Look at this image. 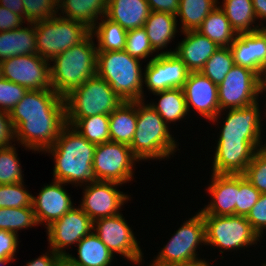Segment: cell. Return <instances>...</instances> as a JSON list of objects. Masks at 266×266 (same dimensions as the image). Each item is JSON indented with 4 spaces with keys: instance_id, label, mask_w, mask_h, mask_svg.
<instances>
[{
    "instance_id": "6da1fadb",
    "label": "cell",
    "mask_w": 266,
    "mask_h": 266,
    "mask_svg": "<svg viewBox=\"0 0 266 266\" xmlns=\"http://www.w3.org/2000/svg\"><path fill=\"white\" fill-rule=\"evenodd\" d=\"M261 109L258 100L242 108L222 110L210 121L216 126L221 123L217 126L221 128L210 159L211 173L243 174L255 153L266 147L265 135L262 134L266 129L263 128L266 119Z\"/></svg>"
},
{
    "instance_id": "7a4b0ae2",
    "label": "cell",
    "mask_w": 266,
    "mask_h": 266,
    "mask_svg": "<svg viewBox=\"0 0 266 266\" xmlns=\"http://www.w3.org/2000/svg\"><path fill=\"white\" fill-rule=\"evenodd\" d=\"M95 149V144L85 139L71 125L66 124L53 146L43 154L47 153L53 158V180L81 187L94 181Z\"/></svg>"
},
{
    "instance_id": "3957f363",
    "label": "cell",
    "mask_w": 266,
    "mask_h": 266,
    "mask_svg": "<svg viewBox=\"0 0 266 266\" xmlns=\"http://www.w3.org/2000/svg\"><path fill=\"white\" fill-rule=\"evenodd\" d=\"M137 128L130 149L142 163L150 160L165 161L179 149V142L163 118L147 103L136 101ZM165 159V160H164Z\"/></svg>"
},
{
    "instance_id": "277c9868",
    "label": "cell",
    "mask_w": 266,
    "mask_h": 266,
    "mask_svg": "<svg viewBox=\"0 0 266 266\" xmlns=\"http://www.w3.org/2000/svg\"><path fill=\"white\" fill-rule=\"evenodd\" d=\"M97 52L95 39L90 33L77 45L55 56L50 61L52 89L64 98L95 76Z\"/></svg>"
},
{
    "instance_id": "5b68a950",
    "label": "cell",
    "mask_w": 266,
    "mask_h": 266,
    "mask_svg": "<svg viewBox=\"0 0 266 266\" xmlns=\"http://www.w3.org/2000/svg\"><path fill=\"white\" fill-rule=\"evenodd\" d=\"M143 62L123 51L97 52L96 74L124 101L143 100Z\"/></svg>"
},
{
    "instance_id": "8992f818",
    "label": "cell",
    "mask_w": 266,
    "mask_h": 266,
    "mask_svg": "<svg viewBox=\"0 0 266 266\" xmlns=\"http://www.w3.org/2000/svg\"><path fill=\"white\" fill-rule=\"evenodd\" d=\"M64 100L67 125L79 118L109 115L124 102L97 74L72 90Z\"/></svg>"
},
{
    "instance_id": "52a82bcc",
    "label": "cell",
    "mask_w": 266,
    "mask_h": 266,
    "mask_svg": "<svg viewBox=\"0 0 266 266\" xmlns=\"http://www.w3.org/2000/svg\"><path fill=\"white\" fill-rule=\"evenodd\" d=\"M205 222L206 245L225 252L236 253L249 249L262 242L259 235L252 229L246 216L202 215ZM236 251V252H235Z\"/></svg>"
},
{
    "instance_id": "ba28073f",
    "label": "cell",
    "mask_w": 266,
    "mask_h": 266,
    "mask_svg": "<svg viewBox=\"0 0 266 266\" xmlns=\"http://www.w3.org/2000/svg\"><path fill=\"white\" fill-rule=\"evenodd\" d=\"M34 24L37 53L48 61L77 45L91 33V29L85 24L58 14Z\"/></svg>"
},
{
    "instance_id": "9c48e42d",
    "label": "cell",
    "mask_w": 266,
    "mask_h": 266,
    "mask_svg": "<svg viewBox=\"0 0 266 266\" xmlns=\"http://www.w3.org/2000/svg\"><path fill=\"white\" fill-rule=\"evenodd\" d=\"M195 213L171 234L166 245L153 257L157 262L174 266L202 258L197 250L206 246L205 222L199 211Z\"/></svg>"
},
{
    "instance_id": "30bf717a",
    "label": "cell",
    "mask_w": 266,
    "mask_h": 266,
    "mask_svg": "<svg viewBox=\"0 0 266 266\" xmlns=\"http://www.w3.org/2000/svg\"><path fill=\"white\" fill-rule=\"evenodd\" d=\"M139 160L130 146L118 142L96 145L93 159L94 180L127 184L134 181V172Z\"/></svg>"
},
{
    "instance_id": "8fae6325",
    "label": "cell",
    "mask_w": 266,
    "mask_h": 266,
    "mask_svg": "<svg viewBox=\"0 0 266 266\" xmlns=\"http://www.w3.org/2000/svg\"><path fill=\"white\" fill-rule=\"evenodd\" d=\"M121 213L99 218L93 221V232L107 246L114 256H121L133 265H144V253L140 241L135 236L134 229L130 227ZM117 254V255H116Z\"/></svg>"
},
{
    "instance_id": "7c38bea8",
    "label": "cell",
    "mask_w": 266,
    "mask_h": 266,
    "mask_svg": "<svg viewBox=\"0 0 266 266\" xmlns=\"http://www.w3.org/2000/svg\"><path fill=\"white\" fill-rule=\"evenodd\" d=\"M121 186L116 182L94 180L80 187L83 194L78 205L93 221L115 216L132 199L131 195L118 189Z\"/></svg>"
},
{
    "instance_id": "4fadbf2b",
    "label": "cell",
    "mask_w": 266,
    "mask_h": 266,
    "mask_svg": "<svg viewBox=\"0 0 266 266\" xmlns=\"http://www.w3.org/2000/svg\"><path fill=\"white\" fill-rule=\"evenodd\" d=\"M259 78L254 71L235 64L218 85L220 111L242 108L260 100Z\"/></svg>"
},
{
    "instance_id": "5bb4252c",
    "label": "cell",
    "mask_w": 266,
    "mask_h": 266,
    "mask_svg": "<svg viewBox=\"0 0 266 266\" xmlns=\"http://www.w3.org/2000/svg\"><path fill=\"white\" fill-rule=\"evenodd\" d=\"M1 64L4 79L28 90L52 89L50 61L38 54L14 56Z\"/></svg>"
},
{
    "instance_id": "9a60e30c",
    "label": "cell",
    "mask_w": 266,
    "mask_h": 266,
    "mask_svg": "<svg viewBox=\"0 0 266 266\" xmlns=\"http://www.w3.org/2000/svg\"><path fill=\"white\" fill-rule=\"evenodd\" d=\"M189 71L175 53L158 54L144 65L143 100L149 93L164 91L171 88H183ZM148 90V91H147Z\"/></svg>"
},
{
    "instance_id": "2e32d148",
    "label": "cell",
    "mask_w": 266,
    "mask_h": 266,
    "mask_svg": "<svg viewBox=\"0 0 266 266\" xmlns=\"http://www.w3.org/2000/svg\"><path fill=\"white\" fill-rule=\"evenodd\" d=\"M93 231V220L81 209L72 207L63 217L46 228L48 248L59 255H66V249L75 246Z\"/></svg>"
},
{
    "instance_id": "e0dca14e",
    "label": "cell",
    "mask_w": 266,
    "mask_h": 266,
    "mask_svg": "<svg viewBox=\"0 0 266 266\" xmlns=\"http://www.w3.org/2000/svg\"><path fill=\"white\" fill-rule=\"evenodd\" d=\"M15 141L25 150L41 153L55 143L60 131L66 125V117L26 118V121H12Z\"/></svg>"
},
{
    "instance_id": "ac0fdd59",
    "label": "cell",
    "mask_w": 266,
    "mask_h": 266,
    "mask_svg": "<svg viewBox=\"0 0 266 266\" xmlns=\"http://www.w3.org/2000/svg\"><path fill=\"white\" fill-rule=\"evenodd\" d=\"M182 89L190 116L195 111L210 123L220 112L218 86L201 72H189Z\"/></svg>"
},
{
    "instance_id": "d6986e66",
    "label": "cell",
    "mask_w": 266,
    "mask_h": 266,
    "mask_svg": "<svg viewBox=\"0 0 266 266\" xmlns=\"http://www.w3.org/2000/svg\"><path fill=\"white\" fill-rule=\"evenodd\" d=\"M65 186L67 184L52 179L51 183L43 184L37 196L32 195V207L38 225L47 228L76 205Z\"/></svg>"
},
{
    "instance_id": "ffe728a7",
    "label": "cell",
    "mask_w": 266,
    "mask_h": 266,
    "mask_svg": "<svg viewBox=\"0 0 266 266\" xmlns=\"http://www.w3.org/2000/svg\"><path fill=\"white\" fill-rule=\"evenodd\" d=\"M11 121L36 117H66L65 100L53 89L28 90L9 112Z\"/></svg>"
},
{
    "instance_id": "44dd1931",
    "label": "cell",
    "mask_w": 266,
    "mask_h": 266,
    "mask_svg": "<svg viewBox=\"0 0 266 266\" xmlns=\"http://www.w3.org/2000/svg\"><path fill=\"white\" fill-rule=\"evenodd\" d=\"M209 183L204 191L210 197L208 204L198 211L202 215H236L237 174L210 173Z\"/></svg>"
},
{
    "instance_id": "7402d4cb",
    "label": "cell",
    "mask_w": 266,
    "mask_h": 266,
    "mask_svg": "<svg viewBox=\"0 0 266 266\" xmlns=\"http://www.w3.org/2000/svg\"><path fill=\"white\" fill-rule=\"evenodd\" d=\"M229 48L236 65L254 71L259 77L266 72V41L258 31L239 33Z\"/></svg>"
},
{
    "instance_id": "603a6c76",
    "label": "cell",
    "mask_w": 266,
    "mask_h": 266,
    "mask_svg": "<svg viewBox=\"0 0 266 266\" xmlns=\"http://www.w3.org/2000/svg\"><path fill=\"white\" fill-rule=\"evenodd\" d=\"M184 35L175 46V54L183 61L189 72H200L206 61L220 48L208 37L197 31L181 32Z\"/></svg>"
},
{
    "instance_id": "cb8c5ba5",
    "label": "cell",
    "mask_w": 266,
    "mask_h": 266,
    "mask_svg": "<svg viewBox=\"0 0 266 266\" xmlns=\"http://www.w3.org/2000/svg\"><path fill=\"white\" fill-rule=\"evenodd\" d=\"M176 15L168 12L151 11L144 23L150 45L157 54L174 53L175 49L167 50L179 32ZM166 49V50H164ZM160 51V52H159Z\"/></svg>"
},
{
    "instance_id": "d4e9b609",
    "label": "cell",
    "mask_w": 266,
    "mask_h": 266,
    "mask_svg": "<svg viewBox=\"0 0 266 266\" xmlns=\"http://www.w3.org/2000/svg\"><path fill=\"white\" fill-rule=\"evenodd\" d=\"M150 12L146 0H108L105 16L129 31L142 28Z\"/></svg>"
},
{
    "instance_id": "484cf974",
    "label": "cell",
    "mask_w": 266,
    "mask_h": 266,
    "mask_svg": "<svg viewBox=\"0 0 266 266\" xmlns=\"http://www.w3.org/2000/svg\"><path fill=\"white\" fill-rule=\"evenodd\" d=\"M26 25L0 32V62L14 56L38 54L35 24Z\"/></svg>"
},
{
    "instance_id": "4316f807",
    "label": "cell",
    "mask_w": 266,
    "mask_h": 266,
    "mask_svg": "<svg viewBox=\"0 0 266 266\" xmlns=\"http://www.w3.org/2000/svg\"><path fill=\"white\" fill-rule=\"evenodd\" d=\"M157 101L150 100L147 103L163 118V121L172 129L177 122L190 118L184 92L182 88H171L152 93ZM171 124V125H170Z\"/></svg>"
},
{
    "instance_id": "83f0119b",
    "label": "cell",
    "mask_w": 266,
    "mask_h": 266,
    "mask_svg": "<svg viewBox=\"0 0 266 266\" xmlns=\"http://www.w3.org/2000/svg\"><path fill=\"white\" fill-rule=\"evenodd\" d=\"M107 3L108 0H58L57 14L81 22L91 29L102 16L106 15Z\"/></svg>"
},
{
    "instance_id": "f1b7e54d",
    "label": "cell",
    "mask_w": 266,
    "mask_h": 266,
    "mask_svg": "<svg viewBox=\"0 0 266 266\" xmlns=\"http://www.w3.org/2000/svg\"><path fill=\"white\" fill-rule=\"evenodd\" d=\"M75 247L77 256L72 253L68 255L81 266H113L117 262V258L93 231L82 238Z\"/></svg>"
},
{
    "instance_id": "f546056e",
    "label": "cell",
    "mask_w": 266,
    "mask_h": 266,
    "mask_svg": "<svg viewBox=\"0 0 266 266\" xmlns=\"http://www.w3.org/2000/svg\"><path fill=\"white\" fill-rule=\"evenodd\" d=\"M137 128L136 101L123 102L109 114L110 141L131 145Z\"/></svg>"
},
{
    "instance_id": "4dcf8cb0",
    "label": "cell",
    "mask_w": 266,
    "mask_h": 266,
    "mask_svg": "<svg viewBox=\"0 0 266 266\" xmlns=\"http://www.w3.org/2000/svg\"><path fill=\"white\" fill-rule=\"evenodd\" d=\"M221 3L218 2V6L224 11L237 34L257 31L259 24L252 0H222Z\"/></svg>"
},
{
    "instance_id": "1f68e13d",
    "label": "cell",
    "mask_w": 266,
    "mask_h": 266,
    "mask_svg": "<svg viewBox=\"0 0 266 266\" xmlns=\"http://www.w3.org/2000/svg\"><path fill=\"white\" fill-rule=\"evenodd\" d=\"M196 31L219 47H229L238 35L219 6L208 14Z\"/></svg>"
},
{
    "instance_id": "d6a6232c",
    "label": "cell",
    "mask_w": 266,
    "mask_h": 266,
    "mask_svg": "<svg viewBox=\"0 0 266 266\" xmlns=\"http://www.w3.org/2000/svg\"><path fill=\"white\" fill-rule=\"evenodd\" d=\"M91 34L96 39L98 52L123 51L125 49L127 31L105 15L91 28Z\"/></svg>"
},
{
    "instance_id": "836d02e7",
    "label": "cell",
    "mask_w": 266,
    "mask_h": 266,
    "mask_svg": "<svg viewBox=\"0 0 266 266\" xmlns=\"http://www.w3.org/2000/svg\"><path fill=\"white\" fill-rule=\"evenodd\" d=\"M219 0H179L176 18L180 32L196 31L208 14L218 6Z\"/></svg>"
},
{
    "instance_id": "e575fe53",
    "label": "cell",
    "mask_w": 266,
    "mask_h": 266,
    "mask_svg": "<svg viewBox=\"0 0 266 266\" xmlns=\"http://www.w3.org/2000/svg\"><path fill=\"white\" fill-rule=\"evenodd\" d=\"M71 126L95 145L110 141L109 115L79 118Z\"/></svg>"
},
{
    "instance_id": "d590c367",
    "label": "cell",
    "mask_w": 266,
    "mask_h": 266,
    "mask_svg": "<svg viewBox=\"0 0 266 266\" xmlns=\"http://www.w3.org/2000/svg\"><path fill=\"white\" fill-rule=\"evenodd\" d=\"M38 227L33 207L0 208V230L19 236L21 230Z\"/></svg>"
},
{
    "instance_id": "8d00e7d4",
    "label": "cell",
    "mask_w": 266,
    "mask_h": 266,
    "mask_svg": "<svg viewBox=\"0 0 266 266\" xmlns=\"http://www.w3.org/2000/svg\"><path fill=\"white\" fill-rule=\"evenodd\" d=\"M234 65L235 63L230 48L220 47L206 61L200 72L218 86Z\"/></svg>"
},
{
    "instance_id": "74e56055",
    "label": "cell",
    "mask_w": 266,
    "mask_h": 266,
    "mask_svg": "<svg viewBox=\"0 0 266 266\" xmlns=\"http://www.w3.org/2000/svg\"><path fill=\"white\" fill-rule=\"evenodd\" d=\"M16 144L0 148V185L24 181V174Z\"/></svg>"
},
{
    "instance_id": "f35d334b",
    "label": "cell",
    "mask_w": 266,
    "mask_h": 266,
    "mask_svg": "<svg viewBox=\"0 0 266 266\" xmlns=\"http://www.w3.org/2000/svg\"><path fill=\"white\" fill-rule=\"evenodd\" d=\"M124 50L130 56L137 58L142 62H148V60H151L158 55L150 45L144 27L127 31L126 45ZM149 57L151 58L147 59Z\"/></svg>"
},
{
    "instance_id": "ab89813d",
    "label": "cell",
    "mask_w": 266,
    "mask_h": 266,
    "mask_svg": "<svg viewBox=\"0 0 266 266\" xmlns=\"http://www.w3.org/2000/svg\"><path fill=\"white\" fill-rule=\"evenodd\" d=\"M25 182L0 185V208L32 207V193Z\"/></svg>"
},
{
    "instance_id": "60d3db41",
    "label": "cell",
    "mask_w": 266,
    "mask_h": 266,
    "mask_svg": "<svg viewBox=\"0 0 266 266\" xmlns=\"http://www.w3.org/2000/svg\"><path fill=\"white\" fill-rule=\"evenodd\" d=\"M24 21L35 23L57 15L58 0H22Z\"/></svg>"
},
{
    "instance_id": "b9f144b4",
    "label": "cell",
    "mask_w": 266,
    "mask_h": 266,
    "mask_svg": "<svg viewBox=\"0 0 266 266\" xmlns=\"http://www.w3.org/2000/svg\"><path fill=\"white\" fill-rule=\"evenodd\" d=\"M261 193L243 176L237 174L236 215L247 216Z\"/></svg>"
},
{
    "instance_id": "7bdbcfd3",
    "label": "cell",
    "mask_w": 266,
    "mask_h": 266,
    "mask_svg": "<svg viewBox=\"0 0 266 266\" xmlns=\"http://www.w3.org/2000/svg\"><path fill=\"white\" fill-rule=\"evenodd\" d=\"M243 176L261 194H266V147L255 153Z\"/></svg>"
},
{
    "instance_id": "ee69618b",
    "label": "cell",
    "mask_w": 266,
    "mask_h": 266,
    "mask_svg": "<svg viewBox=\"0 0 266 266\" xmlns=\"http://www.w3.org/2000/svg\"><path fill=\"white\" fill-rule=\"evenodd\" d=\"M28 89L24 86L0 79V110L10 112L15 105L24 97Z\"/></svg>"
},
{
    "instance_id": "f6af8a7d",
    "label": "cell",
    "mask_w": 266,
    "mask_h": 266,
    "mask_svg": "<svg viewBox=\"0 0 266 266\" xmlns=\"http://www.w3.org/2000/svg\"><path fill=\"white\" fill-rule=\"evenodd\" d=\"M252 229L259 235L261 239L266 234V194H261L257 203L252 207L246 216Z\"/></svg>"
},
{
    "instance_id": "bcb514c9",
    "label": "cell",
    "mask_w": 266,
    "mask_h": 266,
    "mask_svg": "<svg viewBox=\"0 0 266 266\" xmlns=\"http://www.w3.org/2000/svg\"><path fill=\"white\" fill-rule=\"evenodd\" d=\"M19 236L7 230H0V260H17Z\"/></svg>"
},
{
    "instance_id": "7dc6e473",
    "label": "cell",
    "mask_w": 266,
    "mask_h": 266,
    "mask_svg": "<svg viewBox=\"0 0 266 266\" xmlns=\"http://www.w3.org/2000/svg\"><path fill=\"white\" fill-rule=\"evenodd\" d=\"M15 143V130L9 112L0 110V148L9 147Z\"/></svg>"
},
{
    "instance_id": "c3c4849f",
    "label": "cell",
    "mask_w": 266,
    "mask_h": 266,
    "mask_svg": "<svg viewBox=\"0 0 266 266\" xmlns=\"http://www.w3.org/2000/svg\"><path fill=\"white\" fill-rule=\"evenodd\" d=\"M25 24L26 22L20 15L0 5V32L16 30Z\"/></svg>"
},
{
    "instance_id": "681fc988",
    "label": "cell",
    "mask_w": 266,
    "mask_h": 266,
    "mask_svg": "<svg viewBox=\"0 0 266 266\" xmlns=\"http://www.w3.org/2000/svg\"><path fill=\"white\" fill-rule=\"evenodd\" d=\"M151 11L168 12L176 15L179 9V0H146Z\"/></svg>"
},
{
    "instance_id": "f907efd6",
    "label": "cell",
    "mask_w": 266,
    "mask_h": 266,
    "mask_svg": "<svg viewBox=\"0 0 266 266\" xmlns=\"http://www.w3.org/2000/svg\"><path fill=\"white\" fill-rule=\"evenodd\" d=\"M57 255V253L49 248L46 253H42V255L38 256L37 258L26 262V265L24 266H54Z\"/></svg>"
},
{
    "instance_id": "816d5d0a",
    "label": "cell",
    "mask_w": 266,
    "mask_h": 266,
    "mask_svg": "<svg viewBox=\"0 0 266 266\" xmlns=\"http://www.w3.org/2000/svg\"><path fill=\"white\" fill-rule=\"evenodd\" d=\"M258 24H266V0H252Z\"/></svg>"
},
{
    "instance_id": "f5cc1de1",
    "label": "cell",
    "mask_w": 266,
    "mask_h": 266,
    "mask_svg": "<svg viewBox=\"0 0 266 266\" xmlns=\"http://www.w3.org/2000/svg\"><path fill=\"white\" fill-rule=\"evenodd\" d=\"M0 5L24 19V4L22 0H0Z\"/></svg>"
},
{
    "instance_id": "db71d44e",
    "label": "cell",
    "mask_w": 266,
    "mask_h": 266,
    "mask_svg": "<svg viewBox=\"0 0 266 266\" xmlns=\"http://www.w3.org/2000/svg\"><path fill=\"white\" fill-rule=\"evenodd\" d=\"M54 266H81L75 262L68 254L57 255L56 262Z\"/></svg>"
},
{
    "instance_id": "11a10c76",
    "label": "cell",
    "mask_w": 266,
    "mask_h": 266,
    "mask_svg": "<svg viewBox=\"0 0 266 266\" xmlns=\"http://www.w3.org/2000/svg\"><path fill=\"white\" fill-rule=\"evenodd\" d=\"M266 72L262 75V76H260V78H259V95L261 96V97H264L263 95H265V97H266ZM266 98L265 99H263V101L262 100H260V102L262 103V104H264V102H265V104L262 106V107H264V110L265 111H263L264 113V115H265V117H266Z\"/></svg>"
},
{
    "instance_id": "9f6ffc18",
    "label": "cell",
    "mask_w": 266,
    "mask_h": 266,
    "mask_svg": "<svg viewBox=\"0 0 266 266\" xmlns=\"http://www.w3.org/2000/svg\"><path fill=\"white\" fill-rule=\"evenodd\" d=\"M174 266H213V265L209 263V259L206 260V258L203 259L201 258L192 262L182 263Z\"/></svg>"
},
{
    "instance_id": "6f0895ef",
    "label": "cell",
    "mask_w": 266,
    "mask_h": 266,
    "mask_svg": "<svg viewBox=\"0 0 266 266\" xmlns=\"http://www.w3.org/2000/svg\"><path fill=\"white\" fill-rule=\"evenodd\" d=\"M257 31L263 36V38L266 41V25L265 26L264 24L259 25Z\"/></svg>"
},
{
    "instance_id": "680465c9",
    "label": "cell",
    "mask_w": 266,
    "mask_h": 266,
    "mask_svg": "<svg viewBox=\"0 0 266 266\" xmlns=\"http://www.w3.org/2000/svg\"><path fill=\"white\" fill-rule=\"evenodd\" d=\"M149 264L147 266H173V265H168V264L157 262L155 259L151 260Z\"/></svg>"
},
{
    "instance_id": "91938a15",
    "label": "cell",
    "mask_w": 266,
    "mask_h": 266,
    "mask_svg": "<svg viewBox=\"0 0 266 266\" xmlns=\"http://www.w3.org/2000/svg\"><path fill=\"white\" fill-rule=\"evenodd\" d=\"M16 260H0V266H7V264L9 265L10 263L15 262Z\"/></svg>"
},
{
    "instance_id": "94428289",
    "label": "cell",
    "mask_w": 266,
    "mask_h": 266,
    "mask_svg": "<svg viewBox=\"0 0 266 266\" xmlns=\"http://www.w3.org/2000/svg\"><path fill=\"white\" fill-rule=\"evenodd\" d=\"M3 78V73H2V64L0 62V79Z\"/></svg>"
},
{
    "instance_id": "6125c7cd",
    "label": "cell",
    "mask_w": 266,
    "mask_h": 266,
    "mask_svg": "<svg viewBox=\"0 0 266 266\" xmlns=\"http://www.w3.org/2000/svg\"><path fill=\"white\" fill-rule=\"evenodd\" d=\"M261 266H266V261H264V262L261 264Z\"/></svg>"
}]
</instances>
